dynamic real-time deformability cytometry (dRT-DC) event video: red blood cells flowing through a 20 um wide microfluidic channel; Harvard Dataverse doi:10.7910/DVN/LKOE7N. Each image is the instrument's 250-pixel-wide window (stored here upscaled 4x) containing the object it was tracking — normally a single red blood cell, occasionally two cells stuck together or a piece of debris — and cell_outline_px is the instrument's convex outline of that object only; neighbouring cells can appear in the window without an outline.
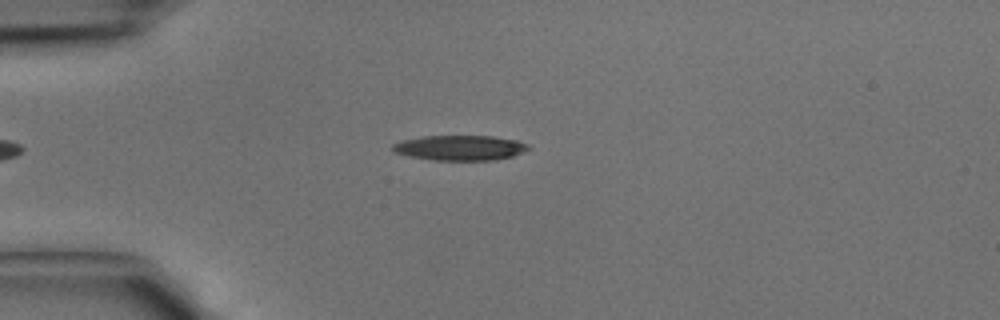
{"species": "common noctule bat (a hibernating species)", "species_latin": "Nyctalus noctula", "temperature_condition": "cold", "stored_images_in_passage": 42, "camera_frame_rate_fps": 3000, "um_per_image_px": 0.085, "animal": {"sex": "male", "body_mass_g": 15.6}, "frame": {"image": 1, "passage_image": 11, "time_ms": 3.333, "image_size_px": [1000, 320], "cell_outline_px": [[532, 148], [512, 156], [496, 160], [432, 160], [408, 156], [392, 152], [392, 144], [400, 140], [424, 136], [492, 136], [516, 140], [528, 144]], "centroid_in_image_um": [39.07, 12.56], "position_along_channel_um": 45.9, "area_um2": 20.0}}
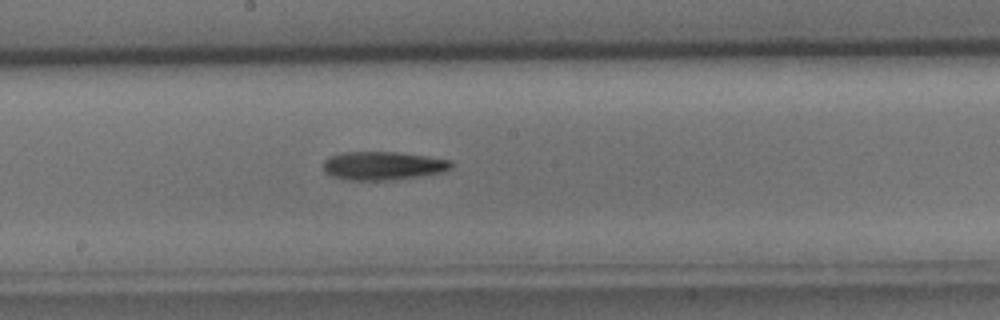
{"frame": {"image": 2, "passage_image": 23, "time_ms": 7.333, "image_size_px": [1000, 320], "cell_outline_px": [[452, 168], [444, 172], [424, 176], [396, 180], [344, 180], [332, 176], [324, 172], [324, 160], [328, 156], [340, 152], [396, 152], [452, 160]], "centroid_in_image_um": [32.55, 14.1], "position_along_channel_um": 215.7, "area_um2": 21.56}}
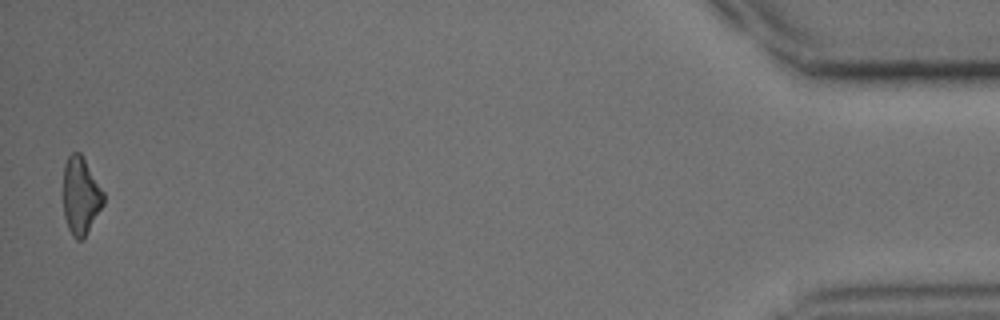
{"frame": {"image": 3, "passage_image": 42, "time_ms": 13.667, "image_size_px": [1000, 320], "cell_outline_px": [[104, 204], [84, 240], [76, 240], [72, 236], [68, 228], [64, 216], [64, 164], [68, 156], [72, 152], [80, 152], [104, 192]], "centroid_in_image_um": [6.87, 16.68], "position_along_channel_um": 428.3, "area_um2": 18.26}}